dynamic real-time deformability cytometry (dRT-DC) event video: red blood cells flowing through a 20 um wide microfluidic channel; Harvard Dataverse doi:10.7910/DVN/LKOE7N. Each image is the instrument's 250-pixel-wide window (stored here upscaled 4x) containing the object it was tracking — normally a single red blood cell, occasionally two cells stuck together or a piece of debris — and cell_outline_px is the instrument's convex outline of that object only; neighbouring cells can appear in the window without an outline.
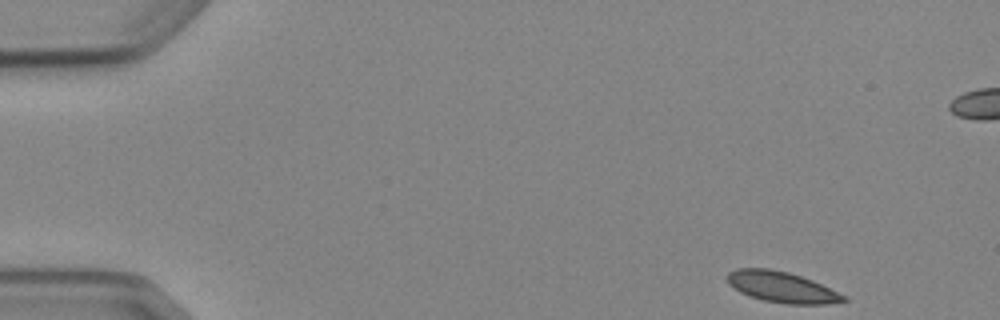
{"species": "Egyptian fruit bat (a non-hibernating species)", "species_latin": "Rousettus aegyptiacus", "temperature_condition": "cold", "stored_images_in_passage": 5, "camera_frame_rate_fps": 3000, "um_per_image_px": 0.085, "animal": {"sex": "female"}, "frame": {"image": 1, "passage_image": 1, "time_ms": 0.0, "image_size_px": [1000, 320], "cell_outline_px": [[848, 300], [828, 304], [788, 304], [764, 300], [748, 296], [740, 292], [728, 284], [728, 272], [736, 268], [768, 268], [788, 272], [812, 280], [848, 296]], "centroid_in_image_um": [66.46, 24.4], "position_along_channel_um": 18.5, "area_um2": 20.92}}